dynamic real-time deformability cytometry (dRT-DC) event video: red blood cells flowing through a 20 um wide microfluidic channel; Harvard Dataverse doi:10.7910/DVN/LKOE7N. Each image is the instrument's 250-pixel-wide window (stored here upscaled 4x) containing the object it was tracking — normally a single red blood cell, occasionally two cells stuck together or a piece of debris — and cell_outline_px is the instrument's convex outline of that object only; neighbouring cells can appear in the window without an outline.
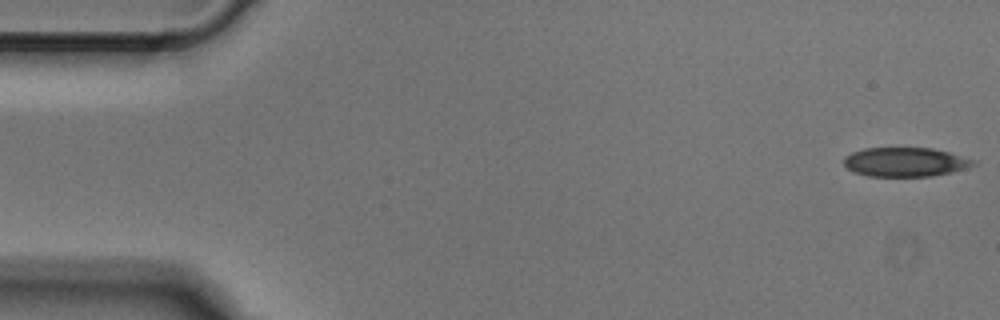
{"species": "Egyptian fruit bat (a non-hibernating species)", "species_latin": "Rousettus aegyptiacus", "temperature_condition": "cold", "stored_images_in_passage": 49, "camera_frame_rate_fps": 3000, "um_per_image_px": 0.085, "animal": {"sex": "male"}, "frame": {"image": 1, "passage_image": 1, "time_ms": 0.0, "image_size_px": [1000, 320], "cell_outline_px": [[976, 164], [952, 172], [932, 176], [868, 176], [856, 172], [848, 168], [844, 164], [844, 156], [852, 152], [864, 148], [932, 148], [948, 152], [976, 160]], "centroid_in_image_um": [76.94, 13.77], "position_along_channel_um": 8.1, "area_um2": 21.85}}
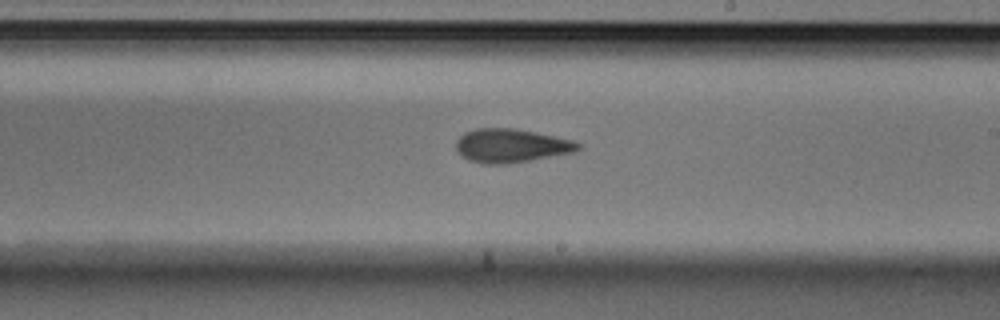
{"frame": {"image": 2, "passage_image": 28, "time_ms": 9.0, "image_size_px": [1000, 320], "cell_outline_px": [[580, 148], [576, 152], [532, 160], [504, 164], [484, 164], [468, 160], [456, 148], [456, 140], [464, 132], [476, 128], [516, 128], [572, 140], [580, 144]], "centroid_in_image_um": [43.45, 12.38], "position_along_channel_um": 245.6, "area_um2": 23.93}}
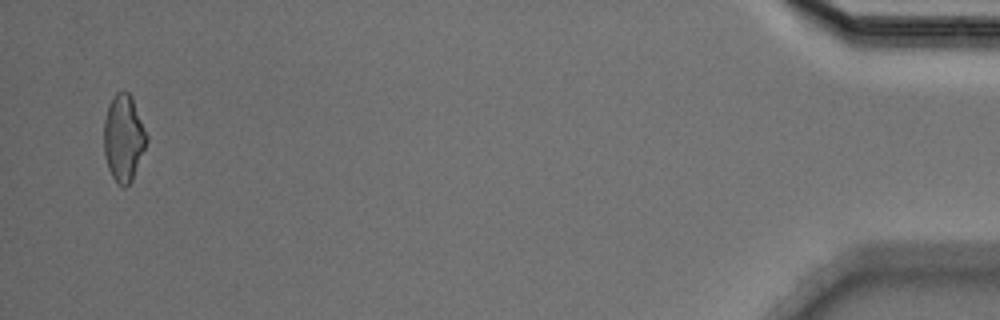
{"frame": {"image": 3, "passage_image": 48, "time_ms": 15.667, "image_size_px": [1000, 320], "cell_outline_px": [[148, 140], [132, 180], [124, 188], [116, 184], [108, 168], [104, 152], [104, 120], [108, 108], [116, 92], [128, 92], [132, 96], [148, 136]], "centroid_in_image_um": [10.51, 11.76], "position_along_channel_um": 424.7, "area_um2": 21.5}}